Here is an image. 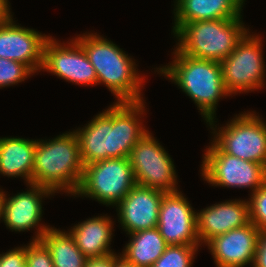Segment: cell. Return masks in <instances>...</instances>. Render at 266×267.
<instances>
[{
	"label": "cell",
	"instance_id": "6da1fadb",
	"mask_svg": "<svg viewBox=\"0 0 266 267\" xmlns=\"http://www.w3.org/2000/svg\"><path fill=\"white\" fill-rule=\"evenodd\" d=\"M143 112L144 101L115 102L85 127L76 129L83 165L111 158H128L132 148L148 132L140 120Z\"/></svg>",
	"mask_w": 266,
	"mask_h": 267
},
{
	"label": "cell",
	"instance_id": "7a4b0ae2",
	"mask_svg": "<svg viewBox=\"0 0 266 267\" xmlns=\"http://www.w3.org/2000/svg\"><path fill=\"white\" fill-rule=\"evenodd\" d=\"M85 34L74 39L94 67L97 84H105L117 98L116 102L144 101L141 97L144 76L140 77L132 58L112 41L96 33Z\"/></svg>",
	"mask_w": 266,
	"mask_h": 267
},
{
	"label": "cell",
	"instance_id": "3957f363",
	"mask_svg": "<svg viewBox=\"0 0 266 267\" xmlns=\"http://www.w3.org/2000/svg\"><path fill=\"white\" fill-rule=\"evenodd\" d=\"M84 174L79 142L73 132L60 134L54 139L37 140L32 184L75 195Z\"/></svg>",
	"mask_w": 266,
	"mask_h": 267
},
{
	"label": "cell",
	"instance_id": "277c9868",
	"mask_svg": "<svg viewBox=\"0 0 266 267\" xmlns=\"http://www.w3.org/2000/svg\"><path fill=\"white\" fill-rule=\"evenodd\" d=\"M174 60L157 71L179 86L200 110L206 123L214 119L220 98L230 96L226 90L220 62L197 59L174 49ZM215 114V115H214Z\"/></svg>",
	"mask_w": 266,
	"mask_h": 267
},
{
	"label": "cell",
	"instance_id": "5b68a950",
	"mask_svg": "<svg viewBox=\"0 0 266 267\" xmlns=\"http://www.w3.org/2000/svg\"><path fill=\"white\" fill-rule=\"evenodd\" d=\"M241 18L184 23L174 32L176 49L193 58L221 62L249 32Z\"/></svg>",
	"mask_w": 266,
	"mask_h": 267
},
{
	"label": "cell",
	"instance_id": "8992f818",
	"mask_svg": "<svg viewBox=\"0 0 266 267\" xmlns=\"http://www.w3.org/2000/svg\"><path fill=\"white\" fill-rule=\"evenodd\" d=\"M136 185L127 157L100 160L84 166L75 196L92 198L106 206H116Z\"/></svg>",
	"mask_w": 266,
	"mask_h": 267
},
{
	"label": "cell",
	"instance_id": "52a82bcc",
	"mask_svg": "<svg viewBox=\"0 0 266 267\" xmlns=\"http://www.w3.org/2000/svg\"><path fill=\"white\" fill-rule=\"evenodd\" d=\"M235 117L225 127L218 128V132L214 128V119L207 122L214 130L213 142L231 156L262 164L266 168V123L253 111Z\"/></svg>",
	"mask_w": 266,
	"mask_h": 267
},
{
	"label": "cell",
	"instance_id": "ba28073f",
	"mask_svg": "<svg viewBox=\"0 0 266 267\" xmlns=\"http://www.w3.org/2000/svg\"><path fill=\"white\" fill-rule=\"evenodd\" d=\"M248 32L234 51L220 62L226 90L231 94L261 89L265 84L262 39Z\"/></svg>",
	"mask_w": 266,
	"mask_h": 267
},
{
	"label": "cell",
	"instance_id": "9c48e42d",
	"mask_svg": "<svg viewBox=\"0 0 266 267\" xmlns=\"http://www.w3.org/2000/svg\"><path fill=\"white\" fill-rule=\"evenodd\" d=\"M149 131L136 143L128 156L136 185L177 192V176L170 155Z\"/></svg>",
	"mask_w": 266,
	"mask_h": 267
},
{
	"label": "cell",
	"instance_id": "30bf717a",
	"mask_svg": "<svg viewBox=\"0 0 266 267\" xmlns=\"http://www.w3.org/2000/svg\"><path fill=\"white\" fill-rule=\"evenodd\" d=\"M201 172L212 186L251 188V194L266 182V168L262 164L231 156L213 141L204 153Z\"/></svg>",
	"mask_w": 266,
	"mask_h": 267
},
{
	"label": "cell",
	"instance_id": "8fae6325",
	"mask_svg": "<svg viewBox=\"0 0 266 267\" xmlns=\"http://www.w3.org/2000/svg\"><path fill=\"white\" fill-rule=\"evenodd\" d=\"M59 43L49 37L43 49L41 69L78 85H97V76L84 49L75 40Z\"/></svg>",
	"mask_w": 266,
	"mask_h": 267
},
{
	"label": "cell",
	"instance_id": "7c38bea8",
	"mask_svg": "<svg viewBox=\"0 0 266 267\" xmlns=\"http://www.w3.org/2000/svg\"><path fill=\"white\" fill-rule=\"evenodd\" d=\"M52 194L54 193L50 189L33 184H29V190L26 192L9 198L2 191L0 219H3L6 227L12 231L21 232L37 228V234L31 241H40L41 236L50 228L49 225L39 224L42 220V198Z\"/></svg>",
	"mask_w": 266,
	"mask_h": 267
},
{
	"label": "cell",
	"instance_id": "4fadbf2b",
	"mask_svg": "<svg viewBox=\"0 0 266 267\" xmlns=\"http://www.w3.org/2000/svg\"><path fill=\"white\" fill-rule=\"evenodd\" d=\"M157 228L168 245H201L196 212L180 191L163 195Z\"/></svg>",
	"mask_w": 266,
	"mask_h": 267
},
{
	"label": "cell",
	"instance_id": "5bb4252c",
	"mask_svg": "<svg viewBox=\"0 0 266 267\" xmlns=\"http://www.w3.org/2000/svg\"><path fill=\"white\" fill-rule=\"evenodd\" d=\"M12 18L0 25V58L23 63L36 73L41 70L44 44L50 36L21 27Z\"/></svg>",
	"mask_w": 266,
	"mask_h": 267
},
{
	"label": "cell",
	"instance_id": "9a60e30c",
	"mask_svg": "<svg viewBox=\"0 0 266 267\" xmlns=\"http://www.w3.org/2000/svg\"><path fill=\"white\" fill-rule=\"evenodd\" d=\"M164 194L156 189L135 185L116 205L122 229L131 234L156 228Z\"/></svg>",
	"mask_w": 266,
	"mask_h": 267
},
{
	"label": "cell",
	"instance_id": "2e32d148",
	"mask_svg": "<svg viewBox=\"0 0 266 267\" xmlns=\"http://www.w3.org/2000/svg\"><path fill=\"white\" fill-rule=\"evenodd\" d=\"M260 230L252 223L232 229L209 240L206 245L217 267L253 264Z\"/></svg>",
	"mask_w": 266,
	"mask_h": 267
},
{
	"label": "cell",
	"instance_id": "e0dca14e",
	"mask_svg": "<svg viewBox=\"0 0 266 267\" xmlns=\"http://www.w3.org/2000/svg\"><path fill=\"white\" fill-rule=\"evenodd\" d=\"M249 223V202L245 200L236 199L216 203L196 213V231L201 245L216 236Z\"/></svg>",
	"mask_w": 266,
	"mask_h": 267
},
{
	"label": "cell",
	"instance_id": "ac0fdd59",
	"mask_svg": "<svg viewBox=\"0 0 266 267\" xmlns=\"http://www.w3.org/2000/svg\"><path fill=\"white\" fill-rule=\"evenodd\" d=\"M245 0H176L173 33L184 23L232 19L241 15Z\"/></svg>",
	"mask_w": 266,
	"mask_h": 267
},
{
	"label": "cell",
	"instance_id": "d6986e66",
	"mask_svg": "<svg viewBox=\"0 0 266 267\" xmlns=\"http://www.w3.org/2000/svg\"><path fill=\"white\" fill-rule=\"evenodd\" d=\"M112 225L111 218L103 215L76 224L69 233L87 258L103 257L114 253L110 248Z\"/></svg>",
	"mask_w": 266,
	"mask_h": 267
},
{
	"label": "cell",
	"instance_id": "ffe728a7",
	"mask_svg": "<svg viewBox=\"0 0 266 267\" xmlns=\"http://www.w3.org/2000/svg\"><path fill=\"white\" fill-rule=\"evenodd\" d=\"M36 143L37 140L19 137L0 138V174L22 177L32 184Z\"/></svg>",
	"mask_w": 266,
	"mask_h": 267
},
{
	"label": "cell",
	"instance_id": "44dd1931",
	"mask_svg": "<svg viewBox=\"0 0 266 267\" xmlns=\"http://www.w3.org/2000/svg\"><path fill=\"white\" fill-rule=\"evenodd\" d=\"M129 235L131 239L120 255L136 267H151L168 246L157 227Z\"/></svg>",
	"mask_w": 266,
	"mask_h": 267
},
{
	"label": "cell",
	"instance_id": "7402d4cb",
	"mask_svg": "<svg viewBox=\"0 0 266 267\" xmlns=\"http://www.w3.org/2000/svg\"><path fill=\"white\" fill-rule=\"evenodd\" d=\"M40 241L49 250L54 267H85L88 258L78 248L69 231L50 227Z\"/></svg>",
	"mask_w": 266,
	"mask_h": 267
},
{
	"label": "cell",
	"instance_id": "603a6c76",
	"mask_svg": "<svg viewBox=\"0 0 266 267\" xmlns=\"http://www.w3.org/2000/svg\"><path fill=\"white\" fill-rule=\"evenodd\" d=\"M199 246L201 245H168L151 267H191Z\"/></svg>",
	"mask_w": 266,
	"mask_h": 267
},
{
	"label": "cell",
	"instance_id": "cb8c5ba5",
	"mask_svg": "<svg viewBox=\"0 0 266 267\" xmlns=\"http://www.w3.org/2000/svg\"><path fill=\"white\" fill-rule=\"evenodd\" d=\"M33 74L23 63L0 58V88L18 84Z\"/></svg>",
	"mask_w": 266,
	"mask_h": 267
},
{
	"label": "cell",
	"instance_id": "d4e9b609",
	"mask_svg": "<svg viewBox=\"0 0 266 267\" xmlns=\"http://www.w3.org/2000/svg\"><path fill=\"white\" fill-rule=\"evenodd\" d=\"M249 198L250 222L260 231H266V182Z\"/></svg>",
	"mask_w": 266,
	"mask_h": 267
},
{
	"label": "cell",
	"instance_id": "484cf974",
	"mask_svg": "<svg viewBox=\"0 0 266 267\" xmlns=\"http://www.w3.org/2000/svg\"><path fill=\"white\" fill-rule=\"evenodd\" d=\"M26 267H54L49 250L41 241L26 246Z\"/></svg>",
	"mask_w": 266,
	"mask_h": 267
},
{
	"label": "cell",
	"instance_id": "4316f807",
	"mask_svg": "<svg viewBox=\"0 0 266 267\" xmlns=\"http://www.w3.org/2000/svg\"><path fill=\"white\" fill-rule=\"evenodd\" d=\"M0 267H26V246L0 254Z\"/></svg>",
	"mask_w": 266,
	"mask_h": 267
},
{
	"label": "cell",
	"instance_id": "83f0119b",
	"mask_svg": "<svg viewBox=\"0 0 266 267\" xmlns=\"http://www.w3.org/2000/svg\"><path fill=\"white\" fill-rule=\"evenodd\" d=\"M252 267H266V231H260Z\"/></svg>",
	"mask_w": 266,
	"mask_h": 267
},
{
	"label": "cell",
	"instance_id": "f1b7e54d",
	"mask_svg": "<svg viewBox=\"0 0 266 267\" xmlns=\"http://www.w3.org/2000/svg\"><path fill=\"white\" fill-rule=\"evenodd\" d=\"M114 253L103 257L88 258L85 267H113Z\"/></svg>",
	"mask_w": 266,
	"mask_h": 267
},
{
	"label": "cell",
	"instance_id": "f546056e",
	"mask_svg": "<svg viewBox=\"0 0 266 267\" xmlns=\"http://www.w3.org/2000/svg\"><path fill=\"white\" fill-rule=\"evenodd\" d=\"M11 17L9 1L0 0V25L8 21Z\"/></svg>",
	"mask_w": 266,
	"mask_h": 267
},
{
	"label": "cell",
	"instance_id": "4dcf8cb0",
	"mask_svg": "<svg viewBox=\"0 0 266 267\" xmlns=\"http://www.w3.org/2000/svg\"><path fill=\"white\" fill-rule=\"evenodd\" d=\"M113 267H136L134 264L128 262L123 256L114 253Z\"/></svg>",
	"mask_w": 266,
	"mask_h": 267
},
{
	"label": "cell",
	"instance_id": "1f68e13d",
	"mask_svg": "<svg viewBox=\"0 0 266 267\" xmlns=\"http://www.w3.org/2000/svg\"><path fill=\"white\" fill-rule=\"evenodd\" d=\"M0 211H1V192H0Z\"/></svg>",
	"mask_w": 266,
	"mask_h": 267
}]
</instances>
